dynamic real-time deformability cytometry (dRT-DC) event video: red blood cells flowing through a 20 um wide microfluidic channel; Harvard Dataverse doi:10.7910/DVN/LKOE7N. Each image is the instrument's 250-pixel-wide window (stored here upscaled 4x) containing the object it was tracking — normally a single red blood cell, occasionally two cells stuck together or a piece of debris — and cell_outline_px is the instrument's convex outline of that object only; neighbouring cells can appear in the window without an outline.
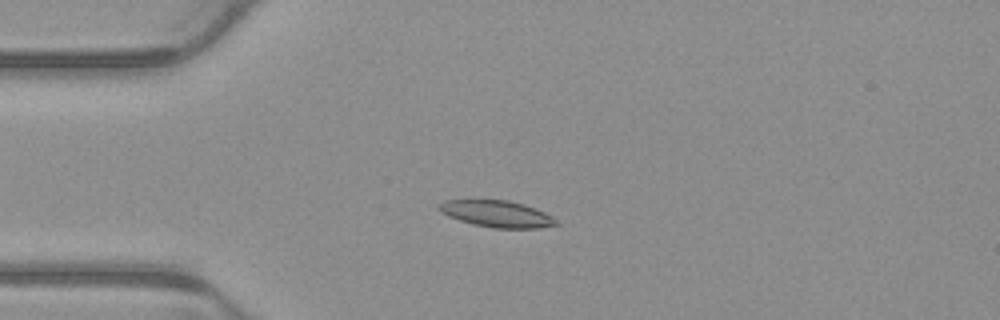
{"species": "common noctule bat (a hibernating species)", "species_latin": "Nyctalus noctula", "temperature_condition": "warm", "stored_images_in_passage": 7, "camera_frame_rate_fps": 3000, "um_per_image_px": 0.085, "animal": {"sex": "male", "body_mass_g": 23.1, "forearm_length_mm": 52.7}, "frame": {"image": 1, "passage_image": 3, "time_ms": 0.667, "image_size_px": [1000, 320], "cell_outline_px": [[560, 224], [540, 228], [492, 228], [472, 224], [448, 216], [440, 212], [436, 208], [436, 204], [444, 200], [508, 200], [524, 204], [544, 212], [552, 216]], "centroid_in_image_um": [42.19, 18.17], "position_along_channel_um": 42.8, "area_um2": 18.32}}
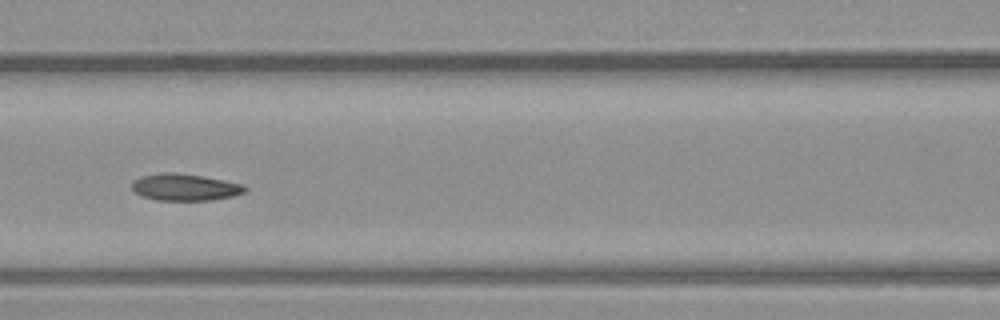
{"frame": {"image": 2, "passage_image": 6, "time_ms": 1.667, "image_size_px": [1000, 320], "cell_outline_px": [[248, 188], [244, 192], [232, 196], [212, 200], [156, 200], [140, 196], [132, 188], [132, 180], [140, 176], [164, 172], [172, 172], [200, 176], [224, 180], [244, 184]], "centroid_in_image_um": [15.7, 15.91], "position_along_channel_um": 150.9, "area_um2": 17.69}}
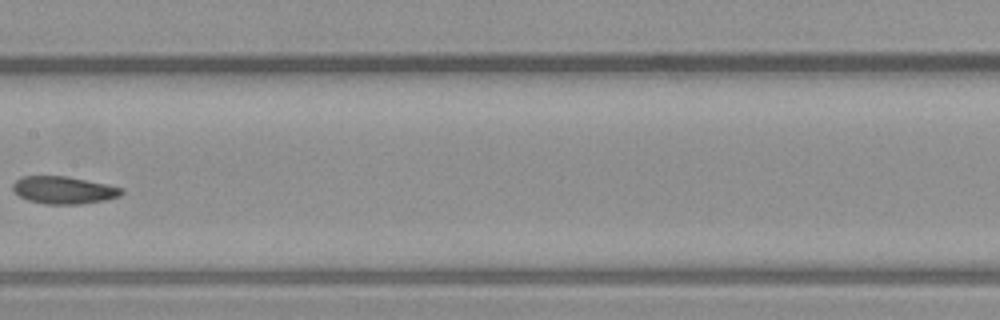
{"frame": {"image": 3, "passage_image": 7, "time_ms": 2.0, "image_size_px": [1000, 320], "cell_outline_px": [[124, 192], [120, 196], [104, 200], [80, 204], [44, 204], [28, 200], [12, 192], [12, 184], [16, 180], [24, 176], [68, 176], [104, 184], [120, 188]], "centroid_in_image_um": [5.36, 16.16], "position_along_channel_um": 202.0, "area_um2": 17.28}}